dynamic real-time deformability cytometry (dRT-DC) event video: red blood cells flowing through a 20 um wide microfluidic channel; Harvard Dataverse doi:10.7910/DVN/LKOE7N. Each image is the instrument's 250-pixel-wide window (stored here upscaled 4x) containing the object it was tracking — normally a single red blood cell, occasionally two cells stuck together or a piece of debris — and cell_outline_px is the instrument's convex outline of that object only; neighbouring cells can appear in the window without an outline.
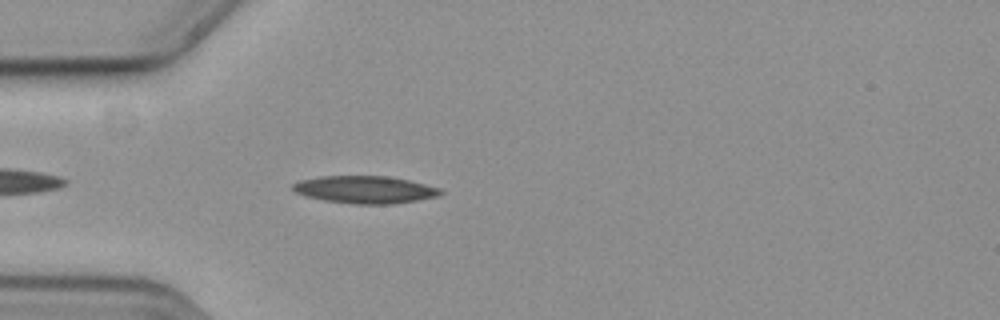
{"species": "common noctule bat (a hibernating species)", "species_latin": "Nyctalus noctula", "temperature_condition": "cold", "stored_images_in_passage": 18, "camera_frame_rate_fps": 3000, "um_per_image_px": 0.085, "animal": {"sex": "female", "body_mass_g": 19.3, "forearm_length_mm": 54.1}, "frame": {"image": 1, "passage_image": 4, "time_ms": 1.0, "image_size_px": [1000, 320], "cell_outline_px": [[444, 192], [440, 196], [392, 204], [356, 204], [324, 200], [304, 196], [296, 192], [292, 188], [292, 184], [300, 180], [320, 176], [388, 176], [408, 180], [440, 188]], "centroid_in_image_um": [31.02, 16.11], "position_along_channel_um": 54.0, "area_um2": 23.58}}
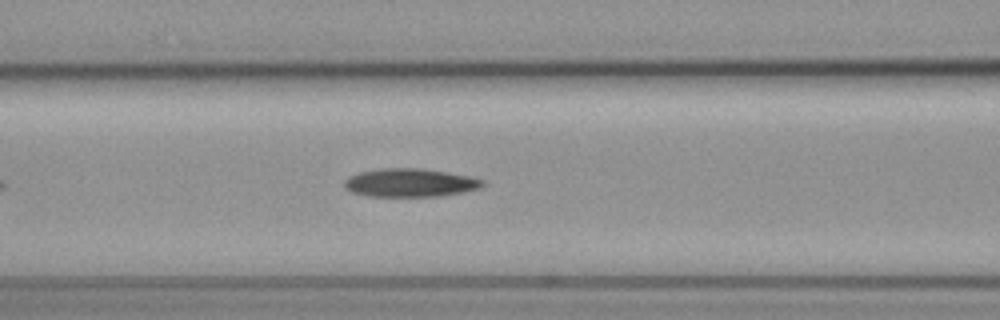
{"frame": {"image": 2, "passage_image": 11, "time_ms": 3.333, "image_size_px": [1000, 320], "cell_outline_px": [[484, 184], [480, 188], [464, 192], [440, 196], [368, 196], [352, 192], [344, 184], [344, 180], [348, 176], [360, 172], [380, 168], [420, 168], [448, 172], [468, 176], [484, 180]], "centroid_in_image_um": [34.86, 15.53], "position_along_channel_um": 131.7, "area_um2": 22.77}}
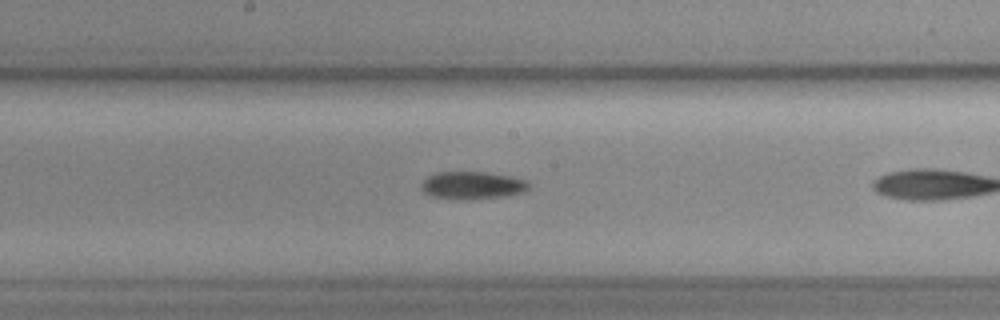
{"frame": {"image": 3, "passage_image": 14, "time_ms": 4.333, "image_size_px": [1000, 320], "cell_outline_px": [[528, 188], [524, 192], [504, 196], [468, 200], [464, 200], [432, 196], [424, 192], [420, 188], [420, 184], [428, 176], [436, 172], [484, 172], [508, 176], [524, 180], [528, 184]], "centroid_in_image_um": [40.09, 15.76], "position_along_channel_um": 208.1, "area_um2": 17.17}}